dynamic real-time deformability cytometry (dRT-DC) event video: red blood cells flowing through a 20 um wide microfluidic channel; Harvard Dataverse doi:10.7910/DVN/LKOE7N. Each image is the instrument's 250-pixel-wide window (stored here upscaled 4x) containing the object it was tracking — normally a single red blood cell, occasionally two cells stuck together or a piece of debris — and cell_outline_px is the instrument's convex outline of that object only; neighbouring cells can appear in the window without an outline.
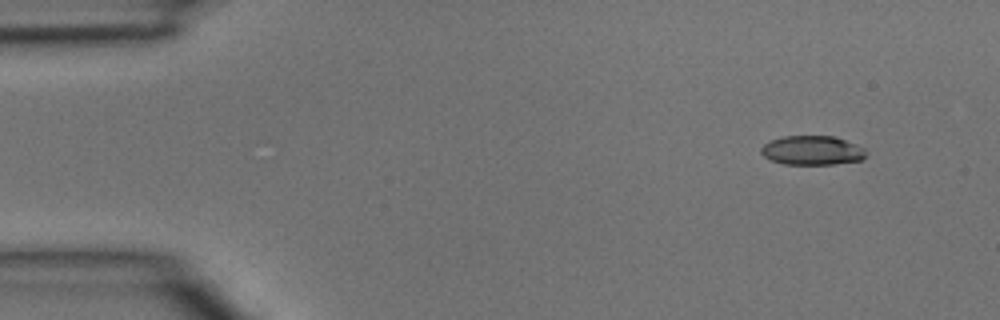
{"species": "common noctule bat (a hibernating species)", "species_latin": "Nyctalus noctula", "temperature_condition": "room temperature", "stored_images_in_passage": 5, "segment_of_instrument_passage": [1, 2], "camera_frame_rate_fps": 3000, "um_per_image_px": 0.085, "animal": {"sex": "male", "body_mass_g": 15.6}, "frame": {"image": 1, "passage_image": 1, "time_ms": 0.0, "image_size_px": [1000, 320], "cell_outline_px": [[864, 156], [860, 160], [832, 164], [784, 164], [772, 160], [764, 156], [760, 152], [760, 148], [764, 144], [772, 140], [784, 136], [832, 136], [856, 144], [864, 148]], "centroid_in_image_um": [69.0, 12.78], "position_along_channel_um": 16.0, "area_um2": 17.57}}
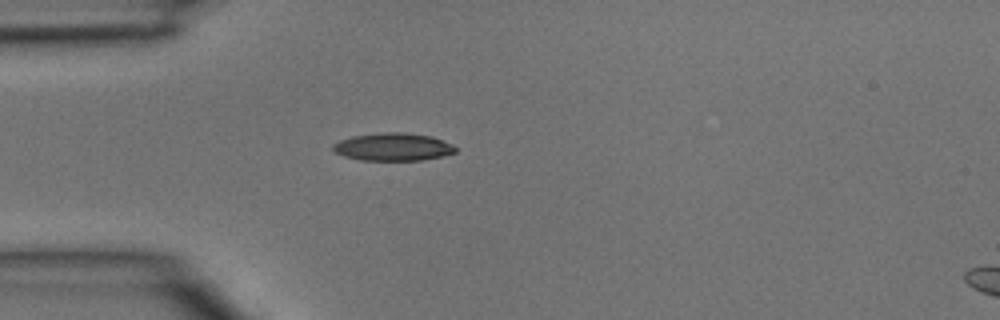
{"frame": {"image": 2, "passage_image": 3, "time_ms": 0.667, "image_size_px": [1000, 320], "cell_outline_px": [[456, 152], [444, 156], [424, 160], [360, 160], [344, 156], [336, 152], [332, 148], [332, 144], [340, 140], [352, 136], [380, 132], [404, 132], [432, 136], [452, 144], [456, 148]], "centroid_in_image_um": [33.42, 12.48], "position_along_channel_um": 51.6, "area_um2": 19.94}}